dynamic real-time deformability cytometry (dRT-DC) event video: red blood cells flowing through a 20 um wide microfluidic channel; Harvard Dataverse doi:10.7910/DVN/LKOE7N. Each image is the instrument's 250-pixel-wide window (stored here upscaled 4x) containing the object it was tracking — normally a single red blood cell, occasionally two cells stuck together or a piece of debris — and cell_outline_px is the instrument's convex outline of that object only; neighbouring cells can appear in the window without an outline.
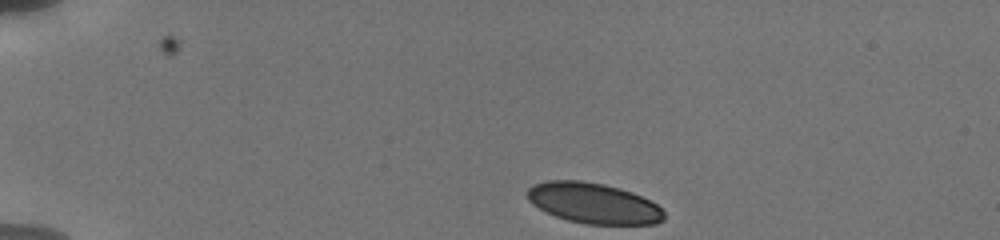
{"species": "human", "species_latin": "Homo sapiens", "temperature_condition": "cold", "stored_images_in_passage": 15, "camera_frame_rate_fps": 3000, "um_per_image_px": 0.085, "donor": {"sex": "male"}, "frame": {"image": 1, "passage_image": 1, "time_ms": 0.0, "image_size_px": [1000, 240], "cell_outline_px": [[664, 220], [656, 224], [584, 224], [568, 220], [556, 216], [532, 204], [528, 200], [528, 188], [532, 184], [548, 180], [580, 180], [604, 184], [620, 188], [632, 192], [656, 204], [664, 212]], "centroid_in_image_um": [50.44, 17.26], "position_along_channel_um": 34.6, "area_um2": 32.25}}
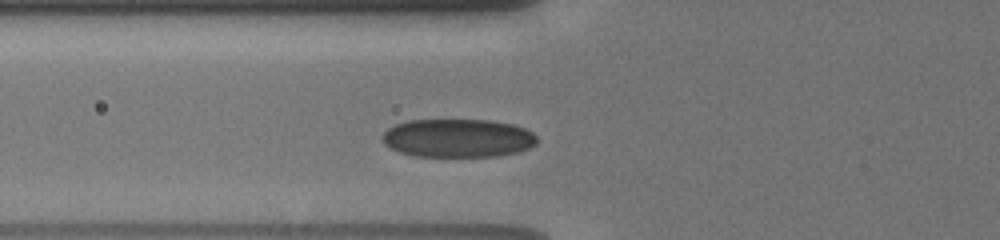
{"frame": {"image": 2, "passage_image": 9, "time_ms": 3.333, "image_size_px": [1000, 240], "cell_outline_px": [[536, 144], [520, 152], [496, 156], [416, 156], [400, 152], [384, 144], [384, 132], [388, 128], [396, 124], [408, 120], [492, 120], [512, 124], [524, 128], [532, 132], [536, 136]], "centroid_in_image_um": [38.95, 11.73], "position_along_channel_um": 86.9, "area_um2": 34.51}}
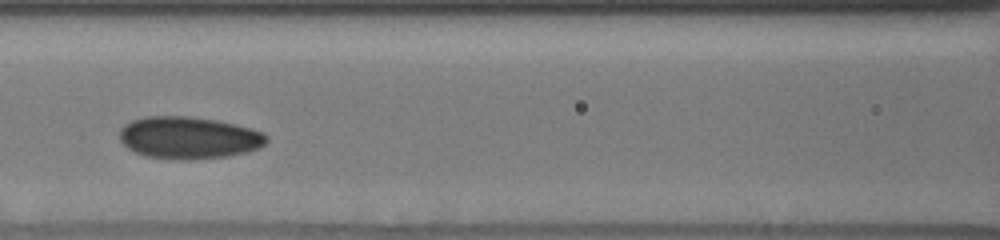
{"frame": {"image": 3, "passage_image": 13, "time_ms": 5.0, "image_size_px": [1000, 240], "cell_outline_px": [[268, 140], [260, 148], [228, 156], [188, 160], [144, 156], [128, 148], [120, 140], [120, 128], [124, 124], [132, 120], [144, 116], [188, 116], [216, 120], [236, 124], [252, 128], [264, 132], [268, 136]], "centroid_in_image_um": [16.05, 11.69], "position_along_channel_um": 150.5, "area_um2": 36.24}}